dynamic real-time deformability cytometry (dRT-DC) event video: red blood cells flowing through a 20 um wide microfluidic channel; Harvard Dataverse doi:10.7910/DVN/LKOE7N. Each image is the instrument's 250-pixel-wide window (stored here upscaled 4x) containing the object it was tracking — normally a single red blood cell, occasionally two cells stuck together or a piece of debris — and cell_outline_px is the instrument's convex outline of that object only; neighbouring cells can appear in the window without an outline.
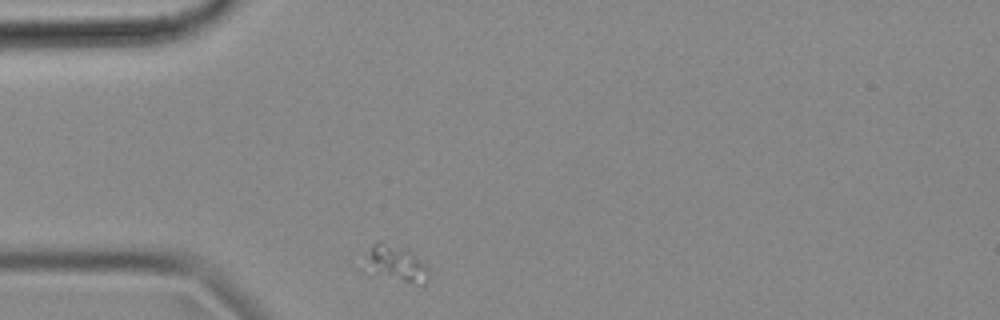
{"species": "common noctule bat (a hibernating species)", "species_latin": "Nyctalus noctula", "temperature_condition": "cold", "stored_images_in_passage": 33, "camera_frame_rate_fps": 3000, "um_per_image_px": 0.085, "animal": {"sex": "female", "body_mass_g": 18.4}, "frame": {"image": 1, "passage_image": 1, "time_ms": 0.0, "image_size_px": [1000, 320], "cell_outline_px": [[428, 276], [424, 284], [416, 284], [404, 280], [388, 272], [372, 260], [372, 244], [380, 240], [412, 256], [428, 268]], "centroid_in_image_um": [33.93, 22.37], "position_along_channel_um": 51.1, "area_um2": 10.0}}
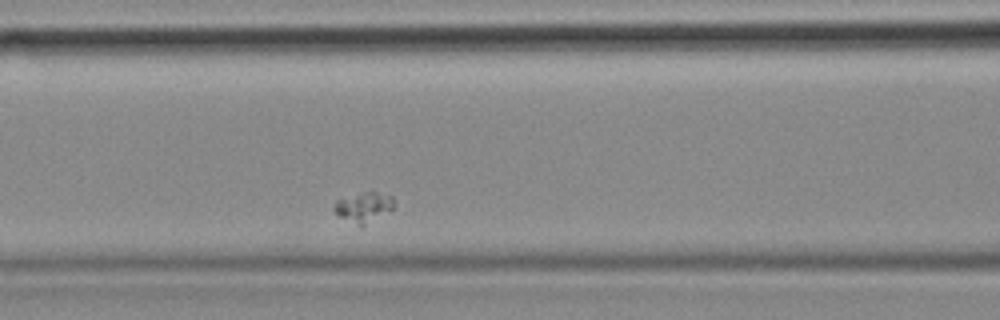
{"frame": {"image": 2, "passage_image": 10, "time_ms": 3.0, "image_size_px": [1000, 320], "cell_outline_px": [[396, 204], [392, 208], [360, 228], [340, 216], [332, 208], [336, 200], [372, 188], [392, 196]], "centroid_in_image_um": [30.93, 17.55], "position_along_channel_um": 135.7, "area_um2": 10.81}}
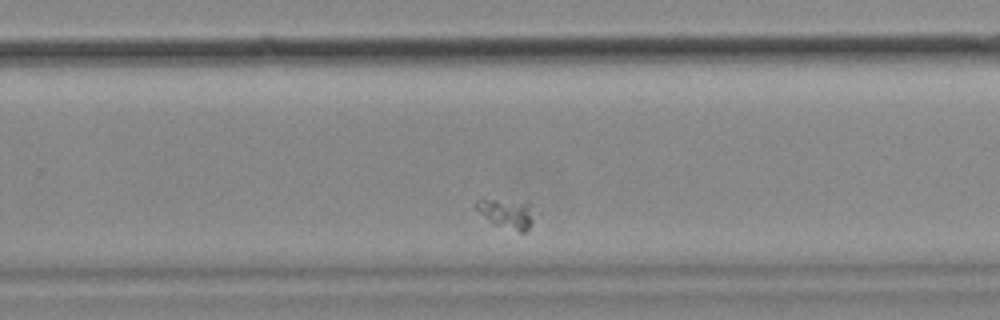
{"frame": {"image": 3, "passage_image": 24, "time_ms": 7.667, "image_size_px": [1000, 320], "cell_outline_px": [[540, 212], [532, 224], [524, 232], [520, 232], [496, 224], [488, 220], [472, 204], [480, 196], [484, 196], [528, 200]], "centroid_in_image_um": [43.16, 18.02], "position_along_channel_um": 286.6, "area_um2": 11.33}}